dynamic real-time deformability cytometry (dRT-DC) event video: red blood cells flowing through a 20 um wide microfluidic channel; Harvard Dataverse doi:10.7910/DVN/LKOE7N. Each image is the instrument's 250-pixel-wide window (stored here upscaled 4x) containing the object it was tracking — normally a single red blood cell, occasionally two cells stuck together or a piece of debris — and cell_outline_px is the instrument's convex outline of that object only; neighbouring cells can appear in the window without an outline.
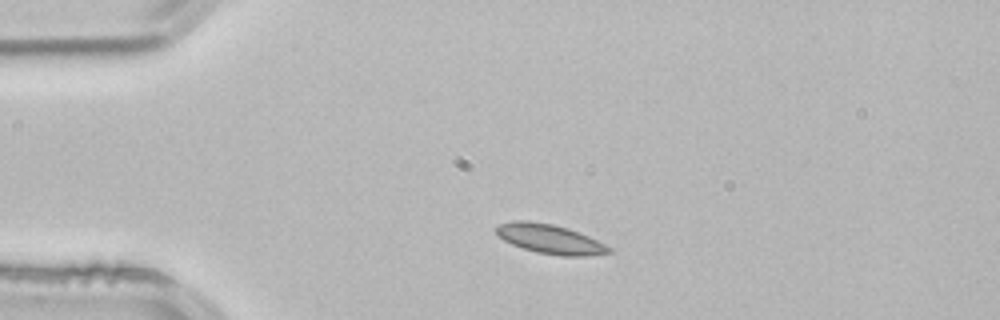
{"species": "common noctule bat (a hibernating species)", "species_latin": "Nyctalus noctula", "temperature_condition": "room temperature", "stored_images_in_passage": 2, "camera_frame_rate_fps": 3000, "um_per_image_px": 0.085, "animal": {"sex": "male", "body_mass_g": 21.5, "forearm_length_mm": 52.0}, "frame": {"image": 1, "passage_image": 1, "time_ms": 0.0, "image_size_px": [1000, 320], "cell_outline_px": [[612, 252], [588, 256], [560, 256], [536, 252], [512, 244], [496, 236], [492, 228], [500, 224], [516, 220], [528, 220], [552, 224], [568, 228], [588, 236], [612, 248]], "centroid_in_image_um": [46.7, 20.31], "position_along_channel_um": 38.3, "area_um2": 19.42}}
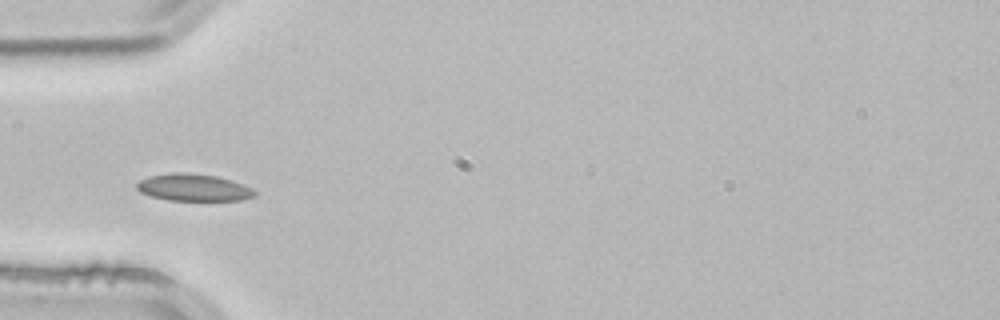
{"frame": {"image": 2, "passage_image": 2, "time_ms": 0.333, "image_size_px": [1000, 320], "cell_outline_px": [[256, 196], [244, 200], [168, 200], [152, 196], [140, 192], [136, 188], [136, 184], [140, 180], [148, 176], [176, 172], [188, 172], [216, 176], [232, 180], [252, 188], [256, 192]], "centroid_in_image_um": [16.46, 15.93], "position_along_channel_um": 68.5, "area_um2": 18.67}}